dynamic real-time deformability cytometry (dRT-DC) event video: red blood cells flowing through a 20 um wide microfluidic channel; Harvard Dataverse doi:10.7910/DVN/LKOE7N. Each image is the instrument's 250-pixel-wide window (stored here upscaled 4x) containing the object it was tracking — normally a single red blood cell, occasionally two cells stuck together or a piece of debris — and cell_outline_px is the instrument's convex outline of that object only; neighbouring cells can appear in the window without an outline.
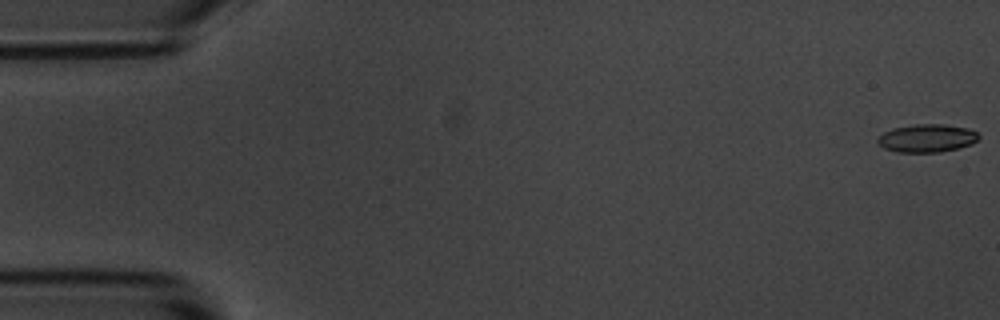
{"species": "common noctule bat (a hibernating species)", "species_latin": "Nyctalus noctula", "temperature_condition": "room temperature", "stored_images_in_passage": 6, "segment_of_instrument_passage": [1, 2], "camera_frame_rate_fps": 3000, "um_per_image_px": 0.085, "animal": {"sex": "male", "body_mass_g": 20.1, "forearm_length_mm": 53.5}, "frame": {"image": 1, "passage_image": 1, "time_ms": 0.0, "image_size_px": [1000, 320], "cell_outline_px": [[980, 136], [972, 144], [940, 152], [896, 152], [884, 148], [876, 140], [884, 132], [892, 128], [916, 124], [944, 124], [968, 128], [976, 132]], "centroid_in_image_um": [78.78, 11.74], "position_along_channel_um": 6.2, "area_um2": 16.42}}
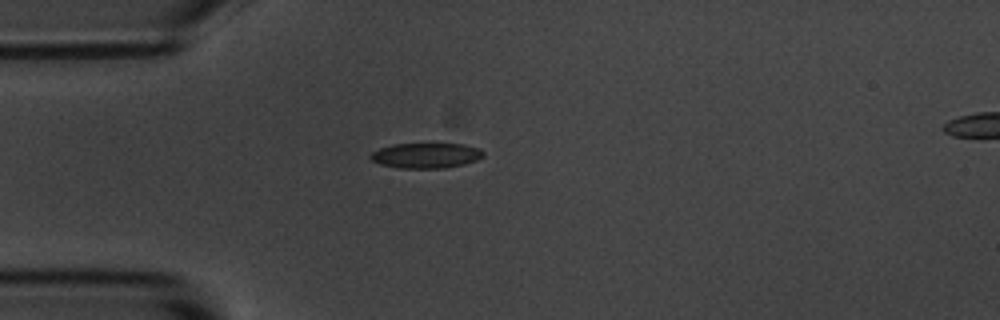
{"frame": {"image": 2, "passage_image": 5, "time_ms": 4.667, "image_size_px": [1000, 320], "cell_outline_px": [[484, 156], [476, 160], [464, 164], [444, 168], [396, 168], [380, 164], [372, 160], [368, 156], [372, 152], [380, 148], [392, 144], [464, 144], [480, 148], [484, 152]], "centroid_in_image_um": [36.21, 13.22], "position_along_channel_um": 48.8, "area_um2": 16.65}}